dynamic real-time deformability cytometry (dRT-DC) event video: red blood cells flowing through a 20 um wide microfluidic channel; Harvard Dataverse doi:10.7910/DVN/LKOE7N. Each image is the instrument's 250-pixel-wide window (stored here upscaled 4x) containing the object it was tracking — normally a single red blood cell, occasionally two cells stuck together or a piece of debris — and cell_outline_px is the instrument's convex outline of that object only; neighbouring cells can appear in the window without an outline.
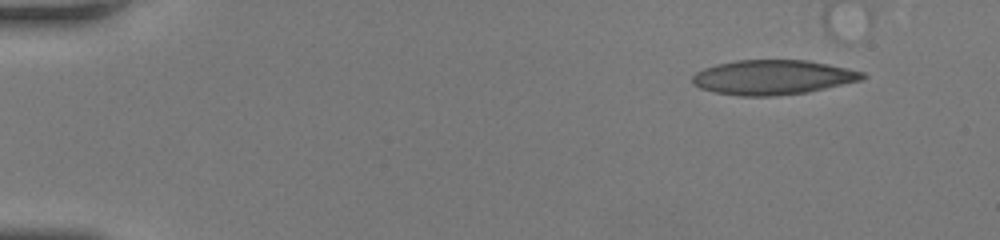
{"species": "human", "species_latin": "Homo sapiens", "temperature_condition": "room temperature", "stored_images_in_passage": 46, "camera_frame_rate_fps": 3000, "um_per_image_px": 0.085, "donor": {"sex": "female"}, "frame": {"image": 1, "passage_image": 1, "time_ms": 0.0, "image_size_px": [1000, 240], "cell_outline_px": [[868, 76], [860, 80], [808, 92], [776, 96], [740, 96], [716, 92], [700, 88], [692, 84], [692, 76], [696, 72], [704, 68], [716, 64], [736, 60], [808, 60], [848, 68], [864, 72]], "centroid_in_image_um": [65.68, 6.57], "position_along_channel_um": 19.3, "area_um2": 34.39}}
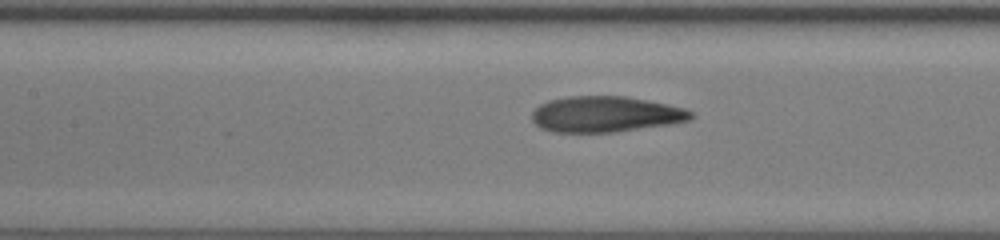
{"frame": {"image": 2, "passage_image": 20, "time_ms": 6.333, "image_size_px": [1000, 240], "cell_outline_px": [[696, 116], [692, 120], [672, 124], [616, 132], [552, 132], [540, 128], [532, 120], [532, 112], [540, 104], [548, 100], [568, 96], [624, 96], [684, 108], [692, 112]], "centroid_in_image_um": [51.47, 9.72], "position_along_channel_um": 155.9, "area_um2": 33.29}}
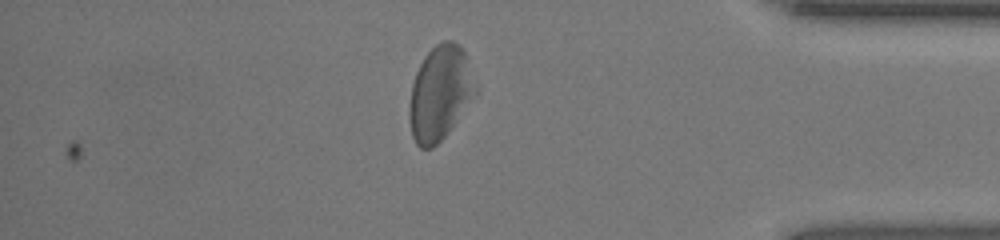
{"frame": {"image": 3, "passage_image": 39, "time_ms": 12.667, "image_size_px": [1000, 240], "cell_outline_px": [[476, 92], [448, 132], [432, 148], [420, 148], [416, 144], [412, 136], [408, 116], [408, 112], [412, 84], [416, 72], [424, 56], [436, 44], [444, 40], [452, 40], [460, 44], [464, 52], [476, 88]], "centroid_in_image_um": [37.35, 7.91], "position_along_channel_um": 397.8, "area_um2": 35.84}, "authors_computed_cell_mechanics": {"area_um2": 34.6222, "velocity_mm_per_s": 4.2247, "shape_relaxation_time_tau1_ms": 5.6991, "shape_relaxation_time_tau2_ms": 1.4375, "deformation_change_tau1": 0.1839, "deformation_change_tau2": 0.0929}}